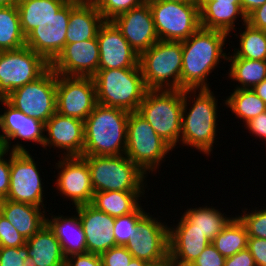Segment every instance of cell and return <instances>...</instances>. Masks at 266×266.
I'll list each match as a JSON object with an SVG mask.
<instances>
[{
    "instance_id": "obj_1",
    "label": "cell",
    "mask_w": 266,
    "mask_h": 266,
    "mask_svg": "<svg viewBox=\"0 0 266 266\" xmlns=\"http://www.w3.org/2000/svg\"><path fill=\"white\" fill-rule=\"evenodd\" d=\"M228 35L220 30L200 27L182 41L181 90L210 89L207 76L217 67L220 59L228 58L223 52Z\"/></svg>"
},
{
    "instance_id": "obj_2",
    "label": "cell",
    "mask_w": 266,
    "mask_h": 266,
    "mask_svg": "<svg viewBox=\"0 0 266 266\" xmlns=\"http://www.w3.org/2000/svg\"><path fill=\"white\" fill-rule=\"evenodd\" d=\"M128 111L96 104L84 120L83 156H117L125 154Z\"/></svg>"
},
{
    "instance_id": "obj_3",
    "label": "cell",
    "mask_w": 266,
    "mask_h": 266,
    "mask_svg": "<svg viewBox=\"0 0 266 266\" xmlns=\"http://www.w3.org/2000/svg\"><path fill=\"white\" fill-rule=\"evenodd\" d=\"M191 92V93H190ZM183 90L182 127L180 142L210 155L213 150L217 127V100L210 89ZM195 93V94H194ZM195 98L187 111L190 96ZM188 100V101H187ZM188 102V104H187Z\"/></svg>"
},
{
    "instance_id": "obj_4",
    "label": "cell",
    "mask_w": 266,
    "mask_h": 266,
    "mask_svg": "<svg viewBox=\"0 0 266 266\" xmlns=\"http://www.w3.org/2000/svg\"><path fill=\"white\" fill-rule=\"evenodd\" d=\"M98 104L137 112L147 87L140 67L98 70L93 76Z\"/></svg>"
},
{
    "instance_id": "obj_5",
    "label": "cell",
    "mask_w": 266,
    "mask_h": 266,
    "mask_svg": "<svg viewBox=\"0 0 266 266\" xmlns=\"http://www.w3.org/2000/svg\"><path fill=\"white\" fill-rule=\"evenodd\" d=\"M183 90L148 89L137 113L172 148L181 138Z\"/></svg>"
},
{
    "instance_id": "obj_6",
    "label": "cell",
    "mask_w": 266,
    "mask_h": 266,
    "mask_svg": "<svg viewBox=\"0 0 266 266\" xmlns=\"http://www.w3.org/2000/svg\"><path fill=\"white\" fill-rule=\"evenodd\" d=\"M182 41L159 40L139 55L147 89L181 90Z\"/></svg>"
},
{
    "instance_id": "obj_7",
    "label": "cell",
    "mask_w": 266,
    "mask_h": 266,
    "mask_svg": "<svg viewBox=\"0 0 266 266\" xmlns=\"http://www.w3.org/2000/svg\"><path fill=\"white\" fill-rule=\"evenodd\" d=\"M125 154L117 156H82L90 171L95 192H145L146 174Z\"/></svg>"
},
{
    "instance_id": "obj_8",
    "label": "cell",
    "mask_w": 266,
    "mask_h": 266,
    "mask_svg": "<svg viewBox=\"0 0 266 266\" xmlns=\"http://www.w3.org/2000/svg\"><path fill=\"white\" fill-rule=\"evenodd\" d=\"M170 150L173 151V148L144 118L137 112L129 113L125 155L145 174L159 168Z\"/></svg>"
},
{
    "instance_id": "obj_9",
    "label": "cell",
    "mask_w": 266,
    "mask_h": 266,
    "mask_svg": "<svg viewBox=\"0 0 266 266\" xmlns=\"http://www.w3.org/2000/svg\"><path fill=\"white\" fill-rule=\"evenodd\" d=\"M159 40L184 41L200 27L199 3L148 0Z\"/></svg>"
},
{
    "instance_id": "obj_10",
    "label": "cell",
    "mask_w": 266,
    "mask_h": 266,
    "mask_svg": "<svg viewBox=\"0 0 266 266\" xmlns=\"http://www.w3.org/2000/svg\"><path fill=\"white\" fill-rule=\"evenodd\" d=\"M50 68V63L28 46L0 51V98L33 82Z\"/></svg>"
},
{
    "instance_id": "obj_11",
    "label": "cell",
    "mask_w": 266,
    "mask_h": 266,
    "mask_svg": "<svg viewBox=\"0 0 266 266\" xmlns=\"http://www.w3.org/2000/svg\"><path fill=\"white\" fill-rule=\"evenodd\" d=\"M57 74L49 68L37 80L12 91L5 99L25 115L46 123L56 113Z\"/></svg>"
},
{
    "instance_id": "obj_12",
    "label": "cell",
    "mask_w": 266,
    "mask_h": 266,
    "mask_svg": "<svg viewBox=\"0 0 266 266\" xmlns=\"http://www.w3.org/2000/svg\"><path fill=\"white\" fill-rule=\"evenodd\" d=\"M12 146L10 186L5 199L44 207V190L37 164L20 142Z\"/></svg>"
},
{
    "instance_id": "obj_13",
    "label": "cell",
    "mask_w": 266,
    "mask_h": 266,
    "mask_svg": "<svg viewBox=\"0 0 266 266\" xmlns=\"http://www.w3.org/2000/svg\"><path fill=\"white\" fill-rule=\"evenodd\" d=\"M56 103L60 115L84 121L97 104L93 77L57 74Z\"/></svg>"
},
{
    "instance_id": "obj_14",
    "label": "cell",
    "mask_w": 266,
    "mask_h": 266,
    "mask_svg": "<svg viewBox=\"0 0 266 266\" xmlns=\"http://www.w3.org/2000/svg\"><path fill=\"white\" fill-rule=\"evenodd\" d=\"M68 1L59 12L26 36V46L51 63L66 45L70 11L78 4Z\"/></svg>"
},
{
    "instance_id": "obj_15",
    "label": "cell",
    "mask_w": 266,
    "mask_h": 266,
    "mask_svg": "<svg viewBox=\"0 0 266 266\" xmlns=\"http://www.w3.org/2000/svg\"><path fill=\"white\" fill-rule=\"evenodd\" d=\"M145 213L137 222V232L125 247L137 258L154 262L169 254V227Z\"/></svg>"
},
{
    "instance_id": "obj_16",
    "label": "cell",
    "mask_w": 266,
    "mask_h": 266,
    "mask_svg": "<svg viewBox=\"0 0 266 266\" xmlns=\"http://www.w3.org/2000/svg\"><path fill=\"white\" fill-rule=\"evenodd\" d=\"M55 166L60 169L55 181L60 194L70 198L75 207L92 203L94 189L86 160L82 156H63Z\"/></svg>"
},
{
    "instance_id": "obj_17",
    "label": "cell",
    "mask_w": 266,
    "mask_h": 266,
    "mask_svg": "<svg viewBox=\"0 0 266 266\" xmlns=\"http://www.w3.org/2000/svg\"><path fill=\"white\" fill-rule=\"evenodd\" d=\"M99 44L95 37L83 42L66 44L50 63V68L65 76L93 77L99 70Z\"/></svg>"
},
{
    "instance_id": "obj_18",
    "label": "cell",
    "mask_w": 266,
    "mask_h": 266,
    "mask_svg": "<svg viewBox=\"0 0 266 266\" xmlns=\"http://www.w3.org/2000/svg\"><path fill=\"white\" fill-rule=\"evenodd\" d=\"M96 38L100 51L99 70L139 67V55L112 21H104Z\"/></svg>"
},
{
    "instance_id": "obj_19",
    "label": "cell",
    "mask_w": 266,
    "mask_h": 266,
    "mask_svg": "<svg viewBox=\"0 0 266 266\" xmlns=\"http://www.w3.org/2000/svg\"><path fill=\"white\" fill-rule=\"evenodd\" d=\"M112 22L138 55L159 41L148 2L122 13Z\"/></svg>"
},
{
    "instance_id": "obj_20",
    "label": "cell",
    "mask_w": 266,
    "mask_h": 266,
    "mask_svg": "<svg viewBox=\"0 0 266 266\" xmlns=\"http://www.w3.org/2000/svg\"><path fill=\"white\" fill-rule=\"evenodd\" d=\"M1 104H4L5 112L0 114V148L10 151V141L17 138L44 144L45 123L25 115L22 111L13 107L5 98H0Z\"/></svg>"
},
{
    "instance_id": "obj_21",
    "label": "cell",
    "mask_w": 266,
    "mask_h": 266,
    "mask_svg": "<svg viewBox=\"0 0 266 266\" xmlns=\"http://www.w3.org/2000/svg\"><path fill=\"white\" fill-rule=\"evenodd\" d=\"M43 148L64 149L65 157L83 156L84 121L55 113L46 123Z\"/></svg>"
},
{
    "instance_id": "obj_22",
    "label": "cell",
    "mask_w": 266,
    "mask_h": 266,
    "mask_svg": "<svg viewBox=\"0 0 266 266\" xmlns=\"http://www.w3.org/2000/svg\"><path fill=\"white\" fill-rule=\"evenodd\" d=\"M75 209L84 229L88 252L101 255L117 246L113 234L114 217L98 210L91 203L77 206Z\"/></svg>"
},
{
    "instance_id": "obj_23",
    "label": "cell",
    "mask_w": 266,
    "mask_h": 266,
    "mask_svg": "<svg viewBox=\"0 0 266 266\" xmlns=\"http://www.w3.org/2000/svg\"><path fill=\"white\" fill-rule=\"evenodd\" d=\"M200 25L205 29L220 30L229 34L235 28L236 18L240 15L247 23V16L241 3L232 1H199Z\"/></svg>"
},
{
    "instance_id": "obj_24",
    "label": "cell",
    "mask_w": 266,
    "mask_h": 266,
    "mask_svg": "<svg viewBox=\"0 0 266 266\" xmlns=\"http://www.w3.org/2000/svg\"><path fill=\"white\" fill-rule=\"evenodd\" d=\"M50 215L52 220L46 217V224L58 239L64 257L87 253L86 237L79 214L71 217Z\"/></svg>"
},
{
    "instance_id": "obj_25",
    "label": "cell",
    "mask_w": 266,
    "mask_h": 266,
    "mask_svg": "<svg viewBox=\"0 0 266 266\" xmlns=\"http://www.w3.org/2000/svg\"><path fill=\"white\" fill-rule=\"evenodd\" d=\"M43 209V207L14 202L5 198L0 203V213L26 239L32 237L46 223V213Z\"/></svg>"
},
{
    "instance_id": "obj_26",
    "label": "cell",
    "mask_w": 266,
    "mask_h": 266,
    "mask_svg": "<svg viewBox=\"0 0 266 266\" xmlns=\"http://www.w3.org/2000/svg\"><path fill=\"white\" fill-rule=\"evenodd\" d=\"M234 217H226L213 207L190 208L181 216L178 226L169 230H199L212 243ZM172 228V229H171Z\"/></svg>"
},
{
    "instance_id": "obj_27",
    "label": "cell",
    "mask_w": 266,
    "mask_h": 266,
    "mask_svg": "<svg viewBox=\"0 0 266 266\" xmlns=\"http://www.w3.org/2000/svg\"><path fill=\"white\" fill-rule=\"evenodd\" d=\"M26 244L30 266H65L66 258L60 243L46 223L27 239Z\"/></svg>"
},
{
    "instance_id": "obj_28",
    "label": "cell",
    "mask_w": 266,
    "mask_h": 266,
    "mask_svg": "<svg viewBox=\"0 0 266 266\" xmlns=\"http://www.w3.org/2000/svg\"><path fill=\"white\" fill-rule=\"evenodd\" d=\"M104 21L95 3L79 2L70 11L66 44L94 39Z\"/></svg>"
},
{
    "instance_id": "obj_29",
    "label": "cell",
    "mask_w": 266,
    "mask_h": 266,
    "mask_svg": "<svg viewBox=\"0 0 266 266\" xmlns=\"http://www.w3.org/2000/svg\"><path fill=\"white\" fill-rule=\"evenodd\" d=\"M210 243L199 230H169V254L180 266H190Z\"/></svg>"
},
{
    "instance_id": "obj_30",
    "label": "cell",
    "mask_w": 266,
    "mask_h": 266,
    "mask_svg": "<svg viewBox=\"0 0 266 266\" xmlns=\"http://www.w3.org/2000/svg\"><path fill=\"white\" fill-rule=\"evenodd\" d=\"M69 0H19L20 26L26 37L44 21L55 16Z\"/></svg>"
},
{
    "instance_id": "obj_31",
    "label": "cell",
    "mask_w": 266,
    "mask_h": 266,
    "mask_svg": "<svg viewBox=\"0 0 266 266\" xmlns=\"http://www.w3.org/2000/svg\"><path fill=\"white\" fill-rule=\"evenodd\" d=\"M143 193L123 191L95 192L91 204L98 210L116 218L134 212L141 205L138 200L141 195H144Z\"/></svg>"
},
{
    "instance_id": "obj_32",
    "label": "cell",
    "mask_w": 266,
    "mask_h": 266,
    "mask_svg": "<svg viewBox=\"0 0 266 266\" xmlns=\"http://www.w3.org/2000/svg\"><path fill=\"white\" fill-rule=\"evenodd\" d=\"M230 63L228 78L238 81L235 89H252L266 79V61L227 58Z\"/></svg>"
},
{
    "instance_id": "obj_33",
    "label": "cell",
    "mask_w": 266,
    "mask_h": 266,
    "mask_svg": "<svg viewBox=\"0 0 266 266\" xmlns=\"http://www.w3.org/2000/svg\"><path fill=\"white\" fill-rule=\"evenodd\" d=\"M26 45L16 5L0 6V51L15 50Z\"/></svg>"
},
{
    "instance_id": "obj_34",
    "label": "cell",
    "mask_w": 266,
    "mask_h": 266,
    "mask_svg": "<svg viewBox=\"0 0 266 266\" xmlns=\"http://www.w3.org/2000/svg\"><path fill=\"white\" fill-rule=\"evenodd\" d=\"M212 244L225 257H231L246 249L248 234L246 227L236 216L216 235Z\"/></svg>"
},
{
    "instance_id": "obj_35",
    "label": "cell",
    "mask_w": 266,
    "mask_h": 266,
    "mask_svg": "<svg viewBox=\"0 0 266 266\" xmlns=\"http://www.w3.org/2000/svg\"><path fill=\"white\" fill-rule=\"evenodd\" d=\"M225 104L245 123L266 111L265 102L252 89H233Z\"/></svg>"
},
{
    "instance_id": "obj_36",
    "label": "cell",
    "mask_w": 266,
    "mask_h": 266,
    "mask_svg": "<svg viewBox=\"0 0 266 266\" xmlns=\"http://www.w3.org/2000/svg\"><path fill=\"white\" fill-rule=\"evenodd\" d=\"M242 24L245 30L240 33V48L233 49L235 53L228 58L266 61V31L253 28L248 23Z\"/></svg>"
},
{
    "instance_id": "obj_37",
    "label": "cell",
    "mask_w": 266,
    "mask_h": 266,
    "mask_svg": "<svg viewBox=\"0 0 266 266\" xmlns=\"http://www.w3.org/2000/svg\"><path fill=\"white\" fill-rule=\"evenodd\" d=\"M146 211L140 205L134 212L115 218L113 226V234L116 240V245L125 246L137 232V222L145 214Z\"/></svg>"
},
{
    "instance_id": "obj_38",
    "label": "cell",
    "mask_w": 266,
    "mask_h": 266,
    "mask_svg": "<svg viewBox=\"0 0 266 266\" xmlns=\"http://www.w3.org/2000/svg\"><path fill=\"white\" fill-rule=\"evenodd\" d=\"M148 0H96L95 5L105 19L112 21L115 17L145 4Z\"/></svg>"
},
{
    "instance_id": "obj_39",
    "label": "cell",
    "mask_w": 266,
    "mask_h": 266,
    "mask_svg": "<svg viewBox=\"0 0 266 266\" xmlns=\"http://www.w3.org/2000/svg\"><path fill=\"white\" fill-rule=\"evenodd\" d=\"M245 212L247 211H243V214L237 217L246 227L248 237L266 239V209Z\"/></svg>"
},
{
    "instance_id": "obj_40",
    "label": "cell",
    "mask_w": 266,
    "mask_h": 266,
    "mask_svg": "<svg viewBox=\"0 0 266 266\" xmlns=\"http://www.w3.org/2000/svg\"><path fill=\"white\" fill-rule=\"evenodd\" d=\"M28 246L0 247V266H30Z\"/></svg>"
},
{
    "instance_id": "obj_41",
    "label": "cell",
    "mask_w": 266,
    "mask_h": 266,
    "mask_svg": "<svg viewBox=\"0 0 266 266\" xmlns=\"http://www.w3.org/2000/svg\"><path fill=\"white\" fill-rule=\"evenodd\" d=\"M26 242L27 239L0 213V247H20Z\"/></svg>"
},
{
    "instance_id": "obj_42",
    "label": "cell",
    "mask_w": 266,
    "mask_h": 266,
    "mask_svg": "<svg viewBox=\"0 0 266 266\" xmlns=\"http://www.w3.org/2000/svg\"><path fill=\"white\" fill-rule=\"evenodd\" d=\"M100 256L103 266H128L133 258L127 248L121 245L110 248Z\"/></svg>"
},
{
    "instance_id": "obj_43",
    "label": "cell",
    "mask_w": 266,
    "mask_h": 266,
    "mask_svg": "<svg viewBox=\"0 0 266 266\" xmlns=\"http://www.w3.org/2000/svg\"><path fill=\"white\" fill-rule=\"evenodd\" d=\"M225 257L210 243L190 266H224Z\"/></svg>"
},
{
    "instance_id": "obj_44",
    "label": "cell",
    "mask_w": 266,
    "mask_h": 266,
    "mask_svg": "<svg viewBox=\"0 0 266 266\" xmlns=\"http://www.w3.org/2000/svg\"><path fill=\"white\" fill-rule=\"evenodd\" d=\"M6 153L7 150L0 148V195L3 198L7 197L10 186L11 152L8 160L4 157Z\"/></svg>"
},
{
    "instance_id": "obj_45",
    "label": "cell",
    "mask_w": 266,
    "mask_h": 266,
    "mask_svg": "<svg viewBox=\"0 0 266 266\" xmlns=\"http://www.w3.org/2000/svg\"><path fill=\"white\" fill-rule=\"evenodd\" d=\"M247 248L253 256L256 266H266V239L248 237Z\"/></svg>"
},
{
    "instance_id": "obj_46",
    "label": "cell",
    "mask_w": 266,
    "mask_h": 266,
    "mask_svg": "<svg viewBox=\"0 0 266 266\" xmlns=\"http://www.w3.org/2000/svg\"><path fill=\"white\" fill-rule=\"evenodd\" d=\"M65 266H103L101 256L90 252L71 255L66 258Z\"/></svg>"
},
{
    "instance_id": "obj_47",
    "label": "cell",
    "mask_w": 266,
    "mask_h": 266,
    "mask_svg": "<svg viewBox=\"0 0 266 266\" xmlns=\"http://www.w3.org/2000/svg\"><path fill=\"white\" fill-rule=\"evenodd\" d=\"M245 125L250 133L252 132L256 137L264 139L263 141L266 143V111L250 119Z\"/></svg>"
},
{
    "instance_id": "obj_48",
    "label": "cell",
    "mask_w": 266,
    "mask_h": 266,
    "mask_svg": "<svg viewBox=\"0 0 266 266\" xmlns=\"http://www.w3.org/2000/svg\"><path fill=\"white\" fill-rule=\"evenodd\" d=\"M224 266H256V263L249 249L246 248L231 257H227Z\"/></svg>"
},
{
    "instance_id": "obj_49",
    "label": "cell",
    "mask_w": 266,
    "mask_h": 266,
    "mask_svg": "<svg viewBox=\"0 0 266 266\" xmlns=\"http://www.w3.org/2000/svg\"><path fill=\"white\" fill-rule=\"evenodd\" d=\"M247 23L253 28L266 31V2L247 16Z\"/></svg>"
},
{
    "instance_id": "obj_50",
    "label": "cell",
    "mask_w": 266,
    "mask_h": 266,
    "mask_svg": "<svg viewBox=\"0 0 266 266\" xmlns=\"http://www.w3.org/2000/svg\"><path fill=\"white\" fill-rule=\"evenodd\" d=\"M266 0H240L241 8L246 16H248L253 10L262 6Z\"/></svg>"
},
{
    "instance_id": "obj_51",
    "label": "cell",
    "mask_w": 266,
    "mask_h": 266,
    "mask_svg": "<svg viewBox=\"0 0 266 266\" xmlns=\"http://www.w3.org/2000/svg\"><path fill=\"white\" fill-rule=\"evenodd\" d=\"M148 266H180V265L174 260V258L170 254H167L165 257H163L160 260L149 262Z\"/></svg>"
},
{
    "instance_id": "obj_52",
    "label": "cell",
    "mask_w": 266,
    "mask_h": 266,
    "mask_svg": "<svg viewBox=\"0 0 266 266\" xmlns=\"http://www.w3.org/2000/svg\"><path fill=\"white\" fill-rule=\"evenodd\" d=\"M252 90L260 97L266 104V79L256 85Z\"/></svg>"
},
{
    "instance_id": "obj_53",
    "label": "cell",
    "mask_w": 266,
    "mask_h": 266,
    "mask_svg": "<svg viewBox=\"0 0 266 266\" xmlns=\"http://www.w3.org/2000/svg\"><path fill=\"white\" fill-rule=\"evenodd\" d=\"M128 266H148V262L137 258H132Z\"/></svg>"
},
{
    "instance_id": "obj_54",
    "label": "cell",
    "mask_w": 266,
    "mask_h": 266,
    "mask_svg": "<svg viewBox=\"0 0 266 266\" xmlns=\"http://www.w3.org/2000/svg\"><path fill=\"white\" fill-rule=\"evenodd\" d=\"M19 0H0V6H13L17 5Z\"/></svg>"
},
{
    "instance_id": "obj_55",
    "label": "cell",
    "mask_w": 266,
    "mask_h": 266,
    "mask_svg": "<svg viewBox=\"0 0 266 266\" xmlns=\"http://www.w3.org/2000/svg\"><path fill=\"white\" fill-rule=\"evenodd\" d=\"M159 1H175L182 3H199L200 0H159Z\"/></svg>"
},
{
    "instance_id": "obj_56",
    "label": "cell",
    "mask_w": 266,
    "mask_h": 266,
    "mask_svg": "<svg viewBox=\"0 0 266 266\" xmlns=\"http://www.w3.org/2000/svg\"><path fill=\"white\" fill-rule=\"evenodd\" d=\"M69 1H76L82 3H95L96 0H69Z\"/></svg>"
},
{
    "instance_id": "obj_57",
    "label": "cell",
    "mask_w": 266,
    "mask_h": 266,
    "mask_svg": "<svg viewBox=\"0 0 266 266\" xmlns=\"http://www.w3.org/2000/svg\"><path fill=\"white\" fill-rule=\"evenodd\" d=\"M200 1H232V3H240V0H200Z\"/></svg>"
},
{
    "instance_id": "obj_58",
    "label": "cell",
    "mask_w": 266,
    "mask_h": 266,
    "mask_svg": "<svg viewBox=\"0 0 266 266\" xmlns=\"http://www.w3.org/2000/svg\"><path fill=\"white\" fill-rule=\"evenodd\" d=\"M4 200V198L0 195V203Z\"/></svg>"
}]
</instances>
